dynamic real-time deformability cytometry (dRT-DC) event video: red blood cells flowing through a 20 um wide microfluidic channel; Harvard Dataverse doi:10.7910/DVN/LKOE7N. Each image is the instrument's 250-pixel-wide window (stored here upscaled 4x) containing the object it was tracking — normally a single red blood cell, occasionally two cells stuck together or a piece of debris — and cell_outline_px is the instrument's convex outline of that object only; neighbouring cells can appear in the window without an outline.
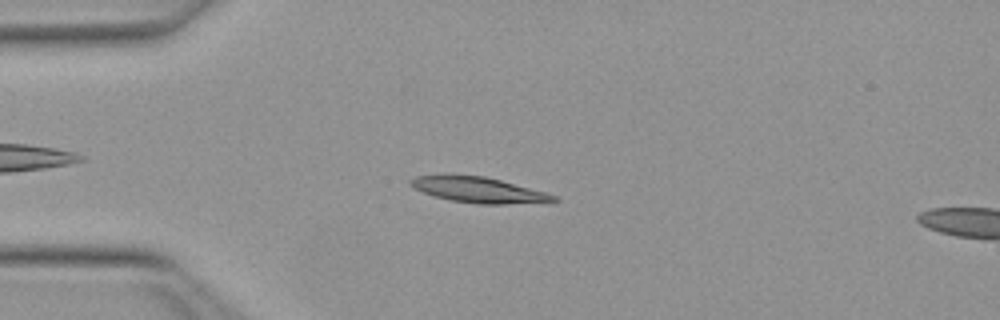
{"species": "Egyptian fruit bat (a non-hibernating species)", "species_latin": "Rousettus aegyptiacus", "temperature_condition": "warm", "stored_images_in_passage": 9, "camera_frame_rate_fps": 3000, "um_per_image_px": 0.085, "animal": {"sex": "female"}, "frame": {"image": 1, "passage_image": 6, "time_ms": 1.667, "image_size_px": [1000, 320], "cell_outline_px": [[560, 200], [504, 204], [476, 204], [452, 200], [432, 196], [408, 184], [408, 180], [416, 176], [484, 176], [500, 180], [544, 192], [556, 196]], "centroid_in_image_um": [40.64, 16.15], "position_along_channel_um": 44.4, "area_um2": 20.58}}